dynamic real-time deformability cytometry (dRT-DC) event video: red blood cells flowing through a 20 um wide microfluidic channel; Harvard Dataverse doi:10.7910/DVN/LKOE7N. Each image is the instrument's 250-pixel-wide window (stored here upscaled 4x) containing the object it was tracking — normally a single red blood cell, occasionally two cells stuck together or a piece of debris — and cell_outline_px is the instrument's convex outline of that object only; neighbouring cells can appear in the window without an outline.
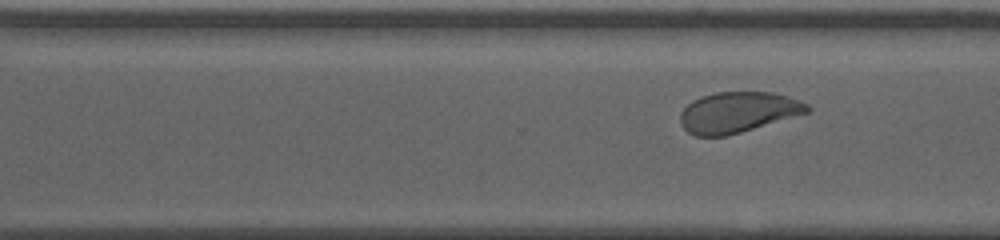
{"species": "human", "species_latin": "Homo sapiens", "temperature_condition": "cold", "stored_images_in_passage": 24, "segment_of_instrument_passage": [2, 2], "camera_frame_rate_fps": 3000, "um_per_image_px": 0.085, "donor": {"sex": "male"}, "frame": {"image": 1, "passage_image": 24, "time_ms": 7.667, "image_size_px": [1000, 240], "cell_outline_px": [[812, 108], [808, 112], [740, 132], [724, 136], [696, 136], [688, 132], [684, 128], [680, 120], [680, 112], [692, 100], [716, 92], [772, 92], [788, 96], [808, 104]], "centroid_in_image_um": [62.71, 9.53], "position_along_channel_um": 307.9, "area_um2": 29.77}}